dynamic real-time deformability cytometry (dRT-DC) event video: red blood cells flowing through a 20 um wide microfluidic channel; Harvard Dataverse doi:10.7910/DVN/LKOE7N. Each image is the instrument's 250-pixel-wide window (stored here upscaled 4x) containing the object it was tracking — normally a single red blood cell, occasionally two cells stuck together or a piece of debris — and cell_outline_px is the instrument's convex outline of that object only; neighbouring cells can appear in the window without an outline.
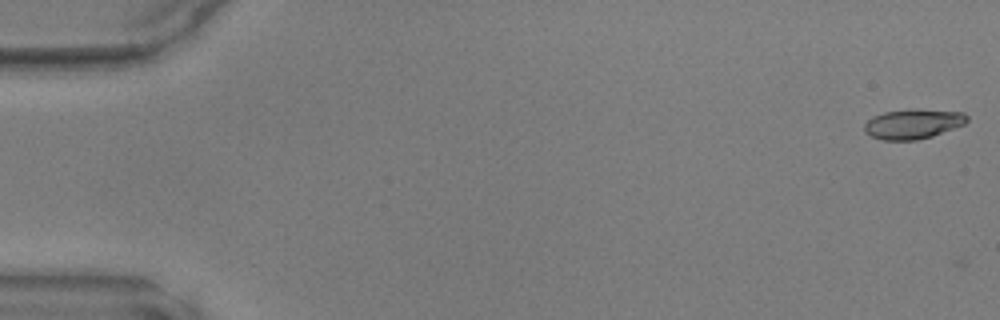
{"species": "common noctule bat (a hibernating species)", "species_latin": "Nyctalus noctula", "temperature_condition": "warm", "stored_images_in_passage": 2, "camera_frame_rate_fps": 3000, "um_per_image_px": 0.085, "animal": {"sex": "male", "body_mass_g": 17.9, "forearm_length_mm": 54.2}, "frame": {"image": 1, "passage_image": 1, "time_ms": 0.0, "image_size_px": [1000, 320], "cell_outline_px": [[968, 120], [964, 124], [932, 136], [916, 140], [884, 140], [872, 136], [864, 132], [864, 124], [872, 116], [884, 112], [916, 108], [964, 112], [968, 116]], "centroid_in_image_um": [77.61, 10.51], "position_along_channel_um": 7.4, "area_um2": 17.92}}